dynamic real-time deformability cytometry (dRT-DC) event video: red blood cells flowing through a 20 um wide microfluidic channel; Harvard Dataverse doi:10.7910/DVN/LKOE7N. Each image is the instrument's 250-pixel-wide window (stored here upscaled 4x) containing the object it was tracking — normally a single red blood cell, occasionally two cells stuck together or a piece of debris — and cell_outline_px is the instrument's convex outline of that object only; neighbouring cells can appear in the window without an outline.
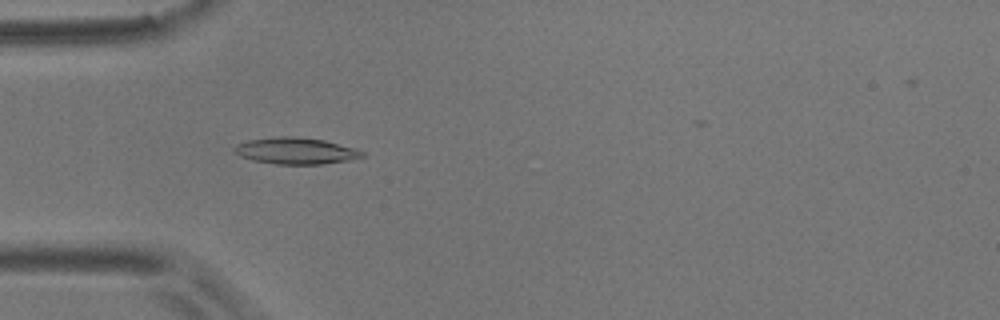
{"species": "common noctule bat (a hibernating species)", "species_latin": "Nyctalus noctula", "temperature_condition": "room temperature", "stored_images_in_passage": 53, "camera_frame_rate_fps": 3000, "um_per_image_px": 0.085, "animal": {"sex": "male", "body_mass_g": 17.9}, "frame": {"image": 1, "passage_image": 17, "time_ms": 5.333, "image_size_px": [1000, 320], "cell_outline_px": [[368, 156], [348, 160], [324, 164], [276, 164], [252, 160], [240, 156], [232, 152], [232, 148], [236, 144], [248, 140], [276, 136], [292, 136], [324, 140], [356, 148], [364, 152]], "centroid_in_image_um": [25.13, 12.82], "position_along_channel_um": 59.9, "area_um2": 20.0}}
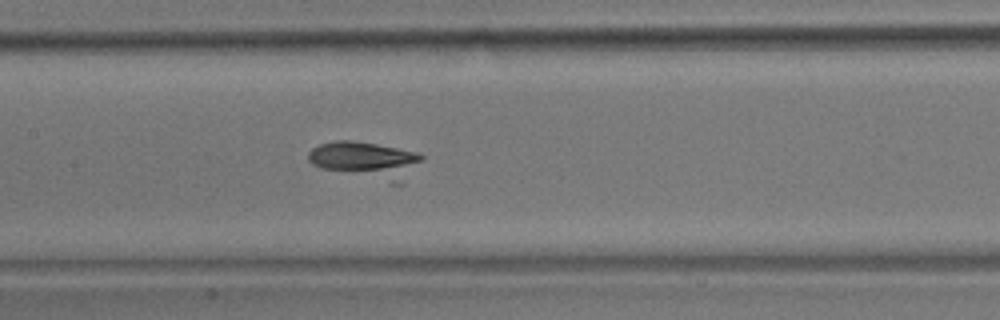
{"frame": {"image": 2, "passage_image": 27, "time_ms": 8.667, "image_size_px": [1000, 320], "cell_outline_px": [[424, 160], [396, 168], [320, 168], [312, 164], [308, 160], [308, 152], [312, 148], [320, 144], [336, 140], [352, 140], [376, 144], [416, 152], [424, 156]], "centroid_in_image_um": [30.63, 13.23], "position_along_channel_um": 176.8, "area_um2": 18.03}}
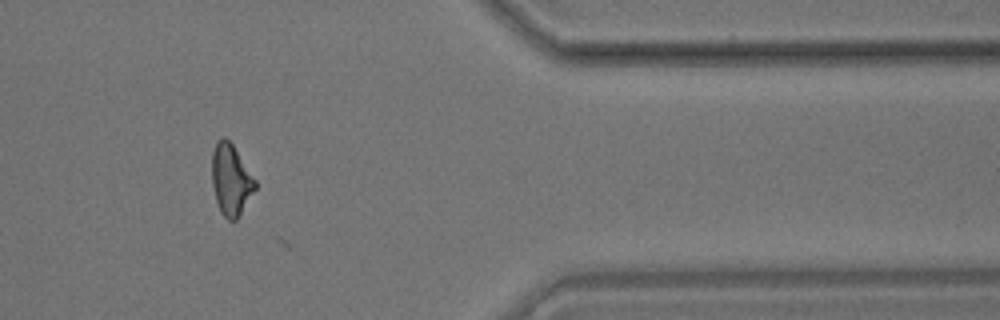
{"frame": {"image": 3, "passage_image": 47, "time_ms": 15.333, "image_size_px": [1000, 320], "cell_outline_px": [[256, 188], [236, 220], [228, 220], [220, 212], [216, 200], [212, 184], [212, 152], [216, 140], [224, 136], [232, 144], [256, 180]], "centroid_in_image_um": [19.61, 15.26], "position_along_channel_um": 391.8, "area_um2": 17.8}}